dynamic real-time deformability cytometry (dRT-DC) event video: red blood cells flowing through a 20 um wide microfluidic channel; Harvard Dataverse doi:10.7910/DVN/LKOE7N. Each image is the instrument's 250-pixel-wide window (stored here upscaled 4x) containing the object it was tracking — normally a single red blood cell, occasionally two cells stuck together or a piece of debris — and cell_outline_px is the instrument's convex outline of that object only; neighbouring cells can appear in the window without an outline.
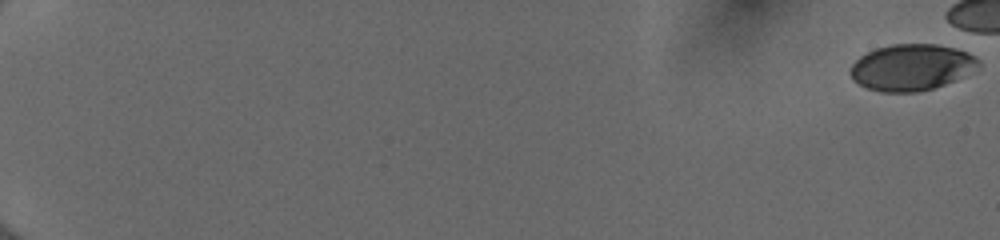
{"species": "human", "species_latin": "Homo sapiens", "temperature_condition": "cold", "stored_images_in_passage": 51, "camera_frame_rate_fps": 3000, "um_per_image_px": 0.085, "donor": {"sex": "female"}, "frame": {"image": 1, "passage_image": 1, "time_ms": 0.0, "image_size_px": [1000, 240], "cell_outline_px": [[980, 64], [960, 76], [944, 84], [932, 88], [916, 92], [880, 92], [868, 88], [852, 80], [848, 72], [852, 64], [860, 56], [876, 48], [892, 44], [936, 44], [956, 48], [968, 52], [976, 56], [980, 60]], "centroid_in_image_um": [77.42, 5.71], "position_along_channel_um": 7.6, "area_um2": 34.33}}
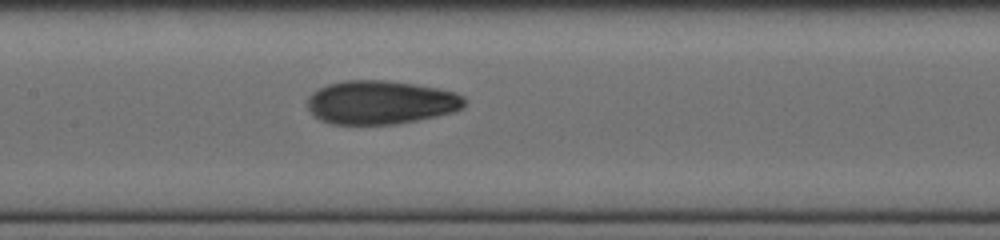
{"frame": {"image": 2, "passage_image": 31, "time_ms": 10.0, "image_size_px": [1000, 240], "cell_outline_px": [[464, 108], [452, 112], [436, 116], [396, 124], [332, 124], [320, 120], [308, 108], [308, 96], [312, 92], [328, 84], [344, 80], [384, 80], [416, 84], [456, 92], [464, 96]], "centroid_in_image_um": [32.36, 8.7], "position_along_channel_um": 175.0, "area_um2": 39.88}}
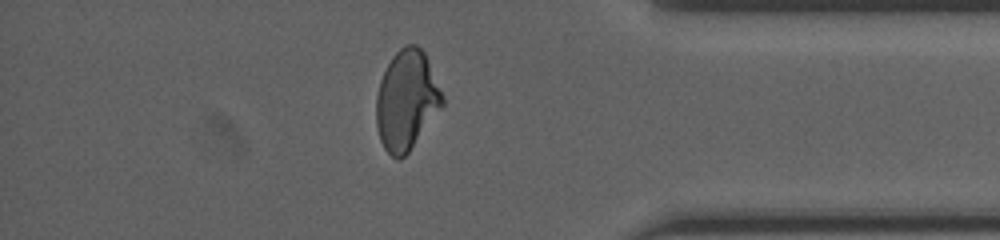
{"frame": {"image": 3, "passage_image": 49, "time_ms": 16.0, "image_size_px": [1000, 240], "cell_outline_px": [[444, 104], [408, 152], [400, 160], [396, 160], [384, 148], [380, 140], [376, 124], [376, 96], [380, 80], [392, 56], [400, 48], [408, 44], [416, 44], [424, 52], [444, 96]], "centroid_in_image_um": [34.55, 8.52], "position_along_channel_um": 400.7, "area_um2": 38.15}}